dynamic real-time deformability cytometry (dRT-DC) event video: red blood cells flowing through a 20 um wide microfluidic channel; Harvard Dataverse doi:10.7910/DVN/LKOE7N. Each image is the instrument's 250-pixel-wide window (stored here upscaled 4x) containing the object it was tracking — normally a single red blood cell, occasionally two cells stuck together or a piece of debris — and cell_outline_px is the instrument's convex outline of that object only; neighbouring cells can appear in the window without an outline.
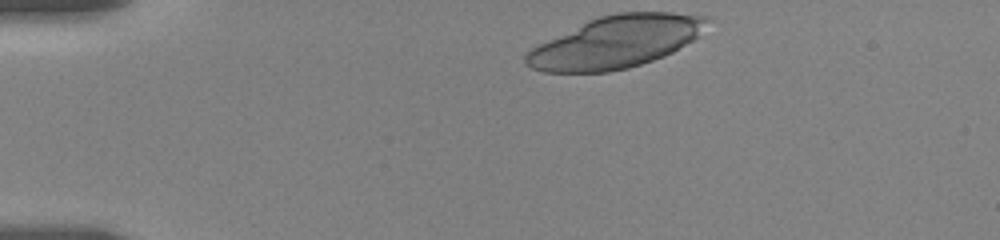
{"species": "human", "species_latin": "Homo sapiens", "temperature_condition": "room temperature", "stored_images_in_passage": 13, "camera_frame_rate_fps": 3000, "um_per_image_px": 0.085, "donor": {"sex": "female"}, "frame": {"image": 1, "passage_image": 1, "time_ms": 0.0, "image_size_px": [1000, 240], "cell_outline_px": [[712, 20], [700, 36], [672, 52], [664, 56], [628, 68], [608, 72], [544, 72], [532, 68], [524, 64], [524, 56], [532, 48], [588, 20], [600, 16], [616, 12], [672, 12], [708, 16]], "centroid_in_image_um": [52.4, 3.56], "position_along_channel_um": 32.6, "area_um2": 54.91}}